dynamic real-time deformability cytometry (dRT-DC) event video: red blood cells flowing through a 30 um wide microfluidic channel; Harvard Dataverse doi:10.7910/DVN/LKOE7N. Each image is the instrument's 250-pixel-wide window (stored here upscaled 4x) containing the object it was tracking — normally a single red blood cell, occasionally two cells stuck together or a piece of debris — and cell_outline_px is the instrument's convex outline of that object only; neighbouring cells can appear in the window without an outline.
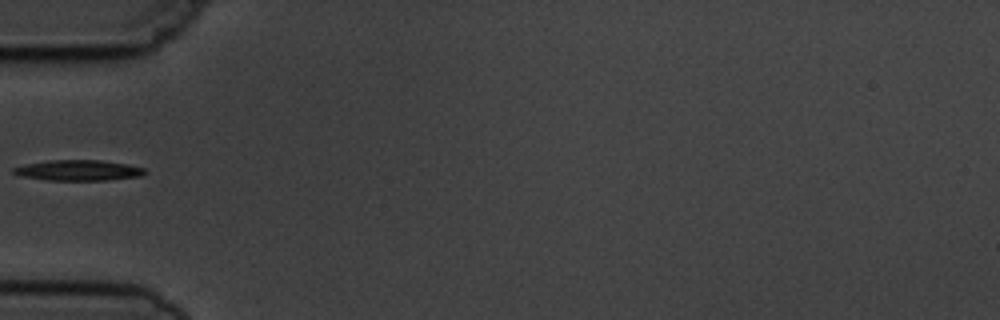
{"species": "common noctule bat (a hibernating species)", "species_latin": "Nyctalus noctula", "temperature_condition": "cold", "stored_images_in_passage": 5, "segment_of_instrument_passage": [2, 2], "camera_frame_rate_fps": 3000, "um_per_image_px": 0.085, "animal": {"sex": "male", "body_mass_g": 19.5, "forearm_length_mm": 54.6}, "frame": {"image": 1, "passage_image": 5, "time_ms": 5.667, "image_size_px": [1000, 320], "cell_outline_px": [[148, 172], [140, 176], [108, 180], [48, 180], [20, 176], [12, 172], [12, 168], [28, 164], [48, 160], [100, 160], [128, 164], [144, 168]], "centroid_in_image_um": [6.69, 14.48], "position_along_channel_um": 78.3, "area_um2": 15.72}}